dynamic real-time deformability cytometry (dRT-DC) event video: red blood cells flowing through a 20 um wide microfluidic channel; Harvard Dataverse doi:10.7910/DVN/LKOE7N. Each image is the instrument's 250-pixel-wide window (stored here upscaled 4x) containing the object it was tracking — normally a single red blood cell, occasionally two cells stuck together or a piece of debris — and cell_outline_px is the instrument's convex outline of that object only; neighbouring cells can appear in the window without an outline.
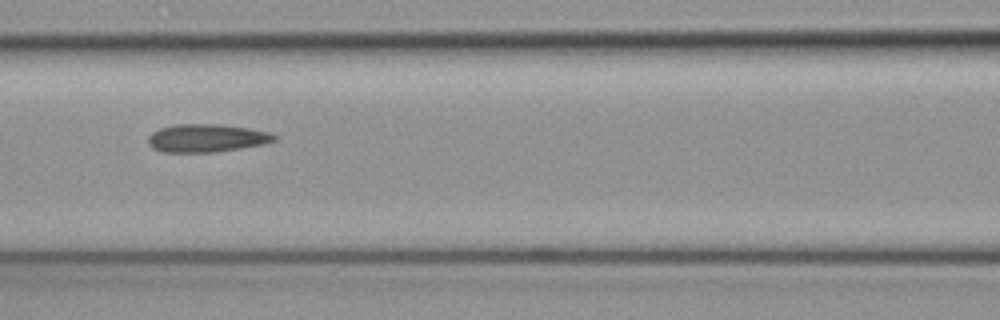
{"species": "common noctule bat (a hibernating species)", "species_latin": "Nyctalus noctula", "temperature_condition": "cold", "stored_images_in_passage": 7, "camera_frame_rate_fps": 3000, "um_per_image_px": 0.085, "animal": {"sex": "female", "body_mass_g": 19.3, "forearm_length_mm": 54.1}, "frame": {"image": 1, "passage_image": 6, "time_ms": 1.667, "image_size_px": [1000, 320], "cell_outline_px": [[280, 136], [276, 140], [264, 144], [212, 152], [164, 152], [152, 148], [148, 144], [148, 136], [152, 132], [160, 128], [176, 124], [220, 124], [248, 128], [268, 132]], "centroid_in_image_um": [17.55, 11.73], "position_along_channel_um": 149.0, "area_um2": 20.58}}